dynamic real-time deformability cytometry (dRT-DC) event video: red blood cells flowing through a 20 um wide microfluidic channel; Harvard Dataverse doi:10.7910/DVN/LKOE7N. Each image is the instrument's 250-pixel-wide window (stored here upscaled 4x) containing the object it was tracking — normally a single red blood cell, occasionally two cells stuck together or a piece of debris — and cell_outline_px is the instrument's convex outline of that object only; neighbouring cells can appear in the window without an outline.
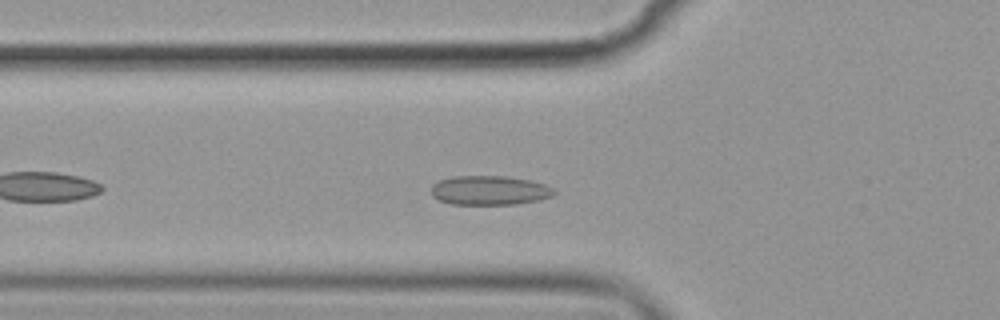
{"species": "common noctule bat (a hibernating species)", "species_latin": "Nyctalus noctula", "temperature_condition": "cold", "stored_images_in_passage": 45, "camera_frame_rate_fps": 3000, "um_per_image_px": 0.085, "animal": {"sex": "female", "body_mass_g": 19.9}, "frame": {"image": 1, "passage_image": 8, "time_ms": 2.333, "image_size_px": [1000, 320], "cell_outline_px": [[556, 192], [552, 196], [540, 200], [516, 204], [452, 204], [440, 200], [432, 196], [432, 184], [440, 180], [452, 176], [508, 176], [528, 180], [544, 184], [552, 188]], "centroid_in_image_um": [41.61, 16.18], "position_along_channel_um": 84.2, "area_um2": 20.92}}
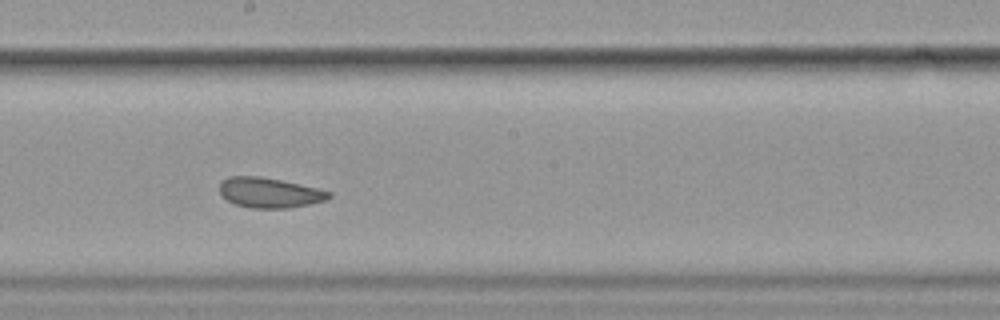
{"frame": {"image": 2, "passage_image": 20, "time_ms": 6.333, "image_size_px": [1000, 320], "cell_outline_px": [[332, 196], [324, 200], [308, 204], [288, 208], [252, 208], [236, 204], [228, 200], [220, 192], [220, 184], [228, 176], [260, 176], [280, 180], [316, 188], [332, 192]], "centroid_in_image_um": [22.9, 16.37], "position_along_channel_um": 225.3, "area_um2": 18.84}}
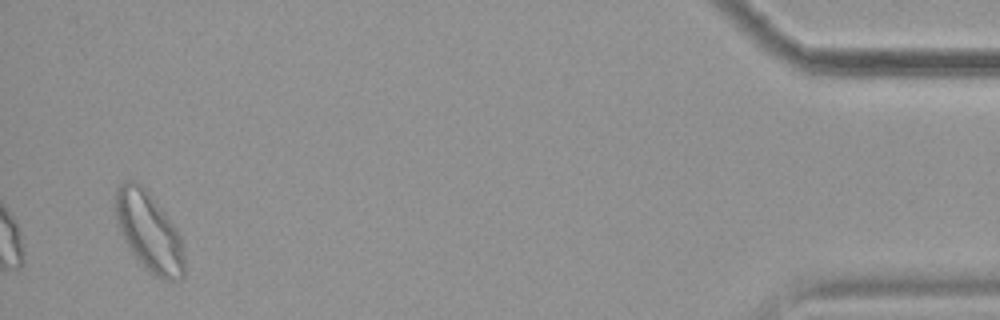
{"frame": {"image": 3, "passage_image": 43, "time_ms": 14.0, "image_size_px": [1000, 320], "cell_outline_px": [[184, 276], [180, 280], [164, 280], [156, 276], [144, 268], [136, 260], [124, 240], [116, 224], [116, 192], [120, 184], [128, 180], [136, 180], [152, 196], [176, 228], [180, 236], [184, 256]], "centroid_in_image_um": [12.66, 19.73], "position_along_channel_um": 422.5, "area_um2": 31.73}, "authors_computed_cell_mechanics": {"area_um2": 20.6346, "velocity_mm_per_s": 3.5342, "shape_relaxation_time_tau1_ms": null, "shape_relaxation_time_tau2_ms": 1.5291, "deformation_change_tau1": null, "deformation_change_tau2": 0.0488}}